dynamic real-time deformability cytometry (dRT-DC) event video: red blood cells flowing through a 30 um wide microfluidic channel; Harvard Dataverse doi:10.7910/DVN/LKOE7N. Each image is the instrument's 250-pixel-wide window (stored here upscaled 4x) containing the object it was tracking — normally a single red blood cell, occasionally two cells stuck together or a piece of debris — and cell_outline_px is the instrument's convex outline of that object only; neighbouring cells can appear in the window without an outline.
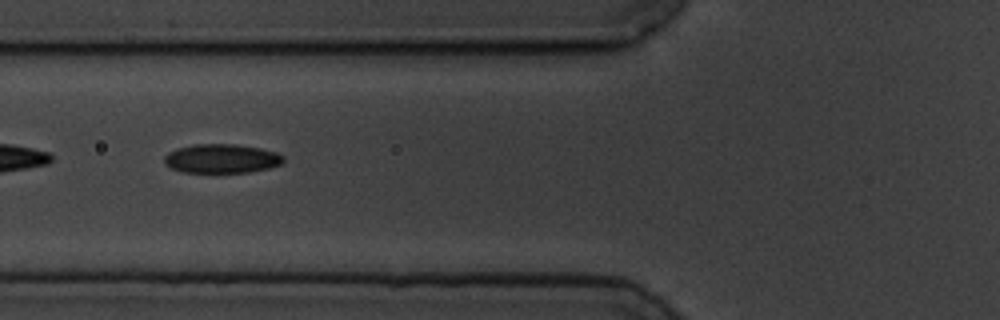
{"species": "common noctule bat (a hibernating species)", "species_latin": "Nyctalus noctula", "temperature_condition": "cold", "stored_images_in_passage": 50, "camera_frame_rate_fps": 3000, "um_per_image_px": 0.085, "animal": {"sex": "male", "body_mass_g": 19.5, "forearm_length_mm": 54.6}, "frame": {"image": 1, "passage_image": 14, "time_ms": 4.333, "image_size_px": [1000, 320], "cell_outline_px": [[284, 160], [280, 164], [268, 168], [248, 172], [180, 172], [164, 164], [164, 156], [168, 152], [176, 148], [196, 144], [236, 144], [260, 148], [276, 152], [284, 156]], "centroid_in_image_um": [18.81, 13.47], "position_along_channel_um": 107.0, "area_um2": 20.17}}
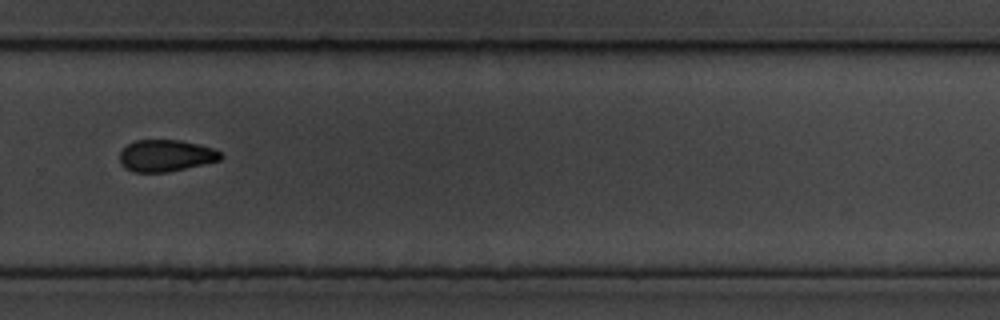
{"frame": {"image": 2, "passage_image": 32, "time_ms": 10.333, "image_size_px": [1000, 320], "cell_outline_px": [[224, 156], [220, 160], [168, 172], [132, 172], [124, 168], [120, 164], [120, 152], [128, 144], [136, 140], [180, 140], [212, 148], [220, 152]], "centroid_in_image_um": [14.07, 13.24], "position_along_channel_um": 315.7, "area_um2": 18.61}}
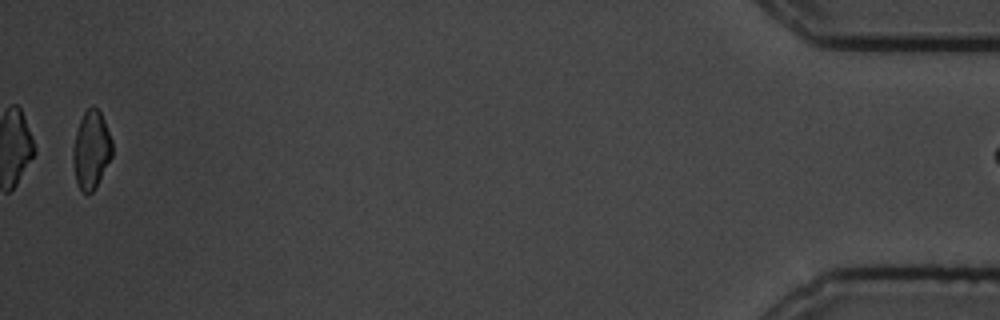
{"frame": {"image": 3, "passage_image": 49, "time_ms": 16.0, "image_size_px": [1000, 320], "cell_outline_px": [[112, 156], [96, 188], [88, 196], [80, 192], [76, 180], [72, 160], [72, 148], [76, 132], [80, 120], [84, 112], [88, 108], [96, 108], [100, 112], [104, 120], [112, 140]], "centroid_in_image_um": [7.74, 12.8], "position_along_channel_um": 427.5, "area_um2": 17.98}}